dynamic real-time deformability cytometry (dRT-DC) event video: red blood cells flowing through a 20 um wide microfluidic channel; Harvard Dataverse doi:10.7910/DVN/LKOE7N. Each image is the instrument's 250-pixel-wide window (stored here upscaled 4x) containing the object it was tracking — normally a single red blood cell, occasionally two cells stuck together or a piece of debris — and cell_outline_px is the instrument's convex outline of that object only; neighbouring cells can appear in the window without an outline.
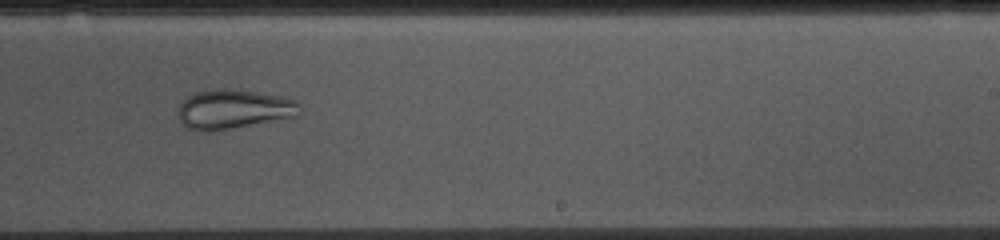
{"species": "common noctule bat (a hibernating species)", "species_latin": "Nyctalus noctula", "temperature_condition": "cold", "stored_images_in_passage": 40, "camera_frame_rate_fps": 3000, "um_per_image_px": 0.085, "animal": {"sex": "female", "body_mass_g": 10.0, "forearm_length_mm": 53.1}, "frame": {"image": 1, "passage_image": 18, "time_ms": 5.667, "image_size_px": [1000, 240], "cell_outline_px": [[304, 112], [300, 116], [204, 132], [200, 132], [188, 128], [180, 124], [176, 112], [180, 104], [188, 96], [196, 92], [212, 88], [228, 88], [256, 92], [280, 96], [296, 100], [300, 104]], "centroid_in_image_um": [19.85, 9.27], "position_along_channel_um": 269.1, "area_um2": 28.26}}
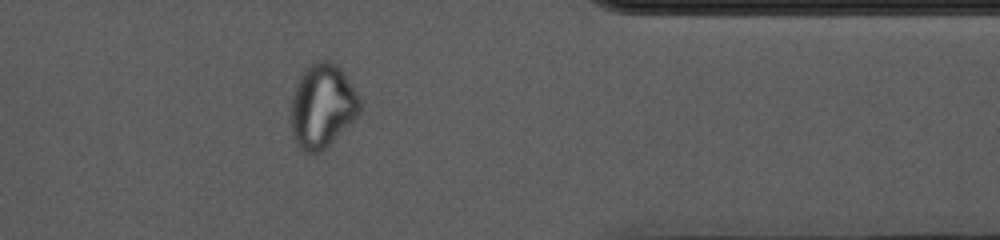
{"frame": {"image": 2, "passage_image": 29, "time_ms": 9.333, "image_size_px": [1000, 240], "cell_outline_px": [[364, 108], [320, 152], [304, 156], [296, 144], [292, 136], [288, 116], [292, 96], [300, 72], [316, 60], [332, 60], [344, 72], [360, 96]], "centroid_in_image_um": [27.35, 9.0], "position_along_channel_um": 384.1, "area_um2": 34.62}}